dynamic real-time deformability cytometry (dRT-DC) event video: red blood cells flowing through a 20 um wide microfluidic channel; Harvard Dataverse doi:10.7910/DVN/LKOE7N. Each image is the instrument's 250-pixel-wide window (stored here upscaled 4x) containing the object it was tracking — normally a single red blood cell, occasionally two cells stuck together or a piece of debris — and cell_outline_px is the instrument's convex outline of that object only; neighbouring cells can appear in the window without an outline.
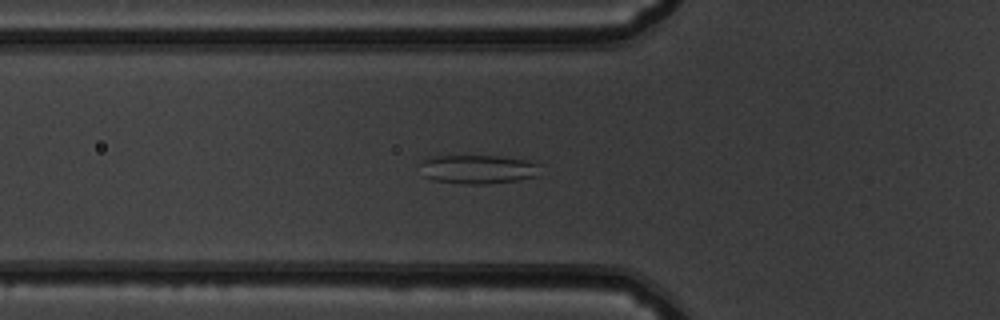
{"species": "common noctule bat (a hibernating species)", "species_latin": "Nyctalus noctula", "temperature_condition": "warm", "stored_images_in_passage": 54, "segment_of_instrument_passage": [1, 2], "camera_frame_rate_fps": 3000, "um_per_image_px": 0.085, "animal": {"sex": "male", "body_mass_g": 19.5, "forearm_length_mm": 54.6}, "frame": {"image": 1, "passage_image": 19, "time_ms": 6.0, "image_size_px": [1000, 320], "cell_outline_px": [[540, 164], [536, 176], [520, 180], [488, 184], [464, 184], [432, 180], [424, 176], [420, 164], [428, 156], [500, 156], [524, 160]], "centroid_in_image_um": [40.6, 14.39], "position_along_channel_um": 85.2, "area_um2": 20.23}}
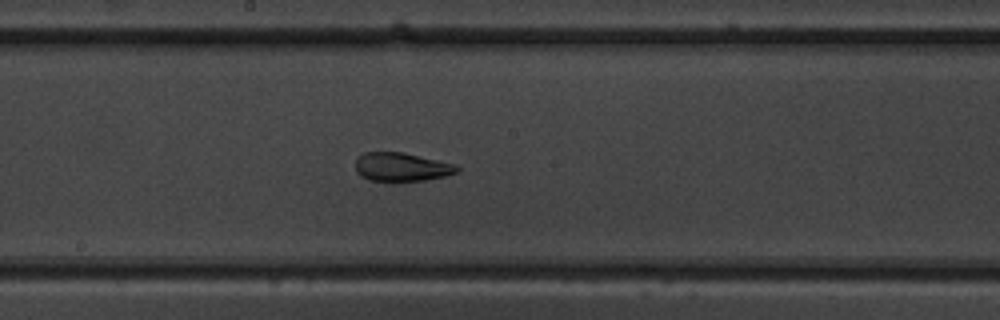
{"frame": {"image": 2, "passage_image": 29, "time_ms": 9.333, "image_size_px": [1000, 320], "cell_outline_px": [[460, 168], [456, 172], [444, 176], [424, 180], [392, 184], [368, 180], [360, 176], [356, 172], [356, 160], [364, 152], [404, 152], [456, 164]], "centroid_in_image_um": [34.1, 14.23], "position_along_channel_um": 214.1, "area_um2": 17.57}}
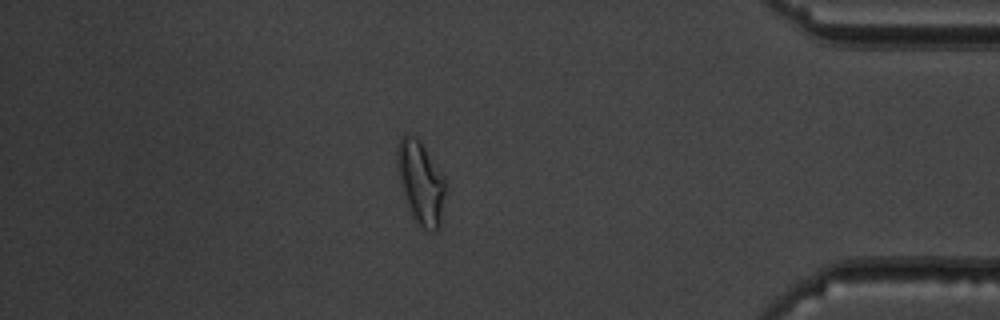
{"frame": {"image": 3, "passage_image": 46, "time_ms": 15.0, "image_size_px": [1000, 320], "cell_outline_px": [[444, 192], [440, 224], [436, 232], [432, 232], [416, 224], [404, 200], [396, 172], [396, 148], [400, 136], [408, 132], [420, 140], [444, 176]], "centroid_in_image_um": [35.7, 15.48], "position_along_channel_um": 399.5, "area_um2": 23.76}}